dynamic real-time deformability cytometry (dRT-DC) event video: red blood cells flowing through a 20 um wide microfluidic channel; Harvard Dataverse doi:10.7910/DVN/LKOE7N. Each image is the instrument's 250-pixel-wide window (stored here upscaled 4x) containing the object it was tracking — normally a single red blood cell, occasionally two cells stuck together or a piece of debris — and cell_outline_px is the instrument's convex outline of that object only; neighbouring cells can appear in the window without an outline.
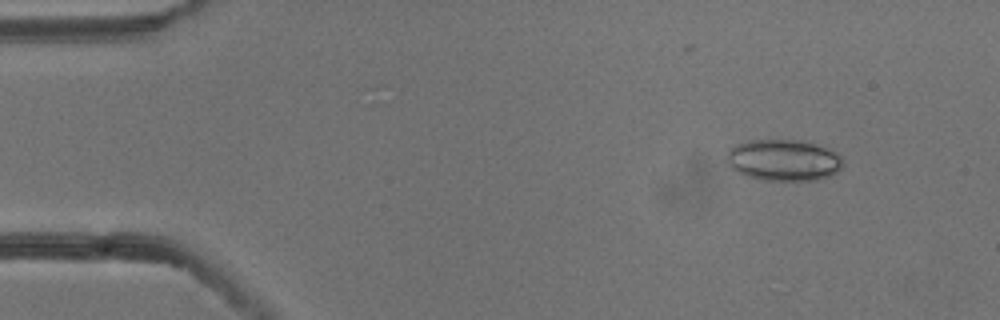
{"species": "common noctule bat (a hibernating species)", "species_latin": "Nyctalus noctula", "temperature_condition": "cold", "stored_images_in_passage": 5, "camera_frame_rate_fps": 3000, "um_per_image_px": 0.085, "animal": {"sex": "male", "body_mass_g": 13.3}, "frame": {"image": 1, "passage_image": 2, "time_ms": 0.333, "image_size_px": [1000, 320], "cell_outline_px": [[844, 164], [832, 176], [816, 180], [760, 180], [744, 176], [736, 172], [728, 164], [728, 148], [744, 140], [804, 140], [832, 148], [844, 160]], "centroid_in_image_um": [66.62, 13.6], "position_along_channel_um": 18.4, "area_um2": 28.67}}